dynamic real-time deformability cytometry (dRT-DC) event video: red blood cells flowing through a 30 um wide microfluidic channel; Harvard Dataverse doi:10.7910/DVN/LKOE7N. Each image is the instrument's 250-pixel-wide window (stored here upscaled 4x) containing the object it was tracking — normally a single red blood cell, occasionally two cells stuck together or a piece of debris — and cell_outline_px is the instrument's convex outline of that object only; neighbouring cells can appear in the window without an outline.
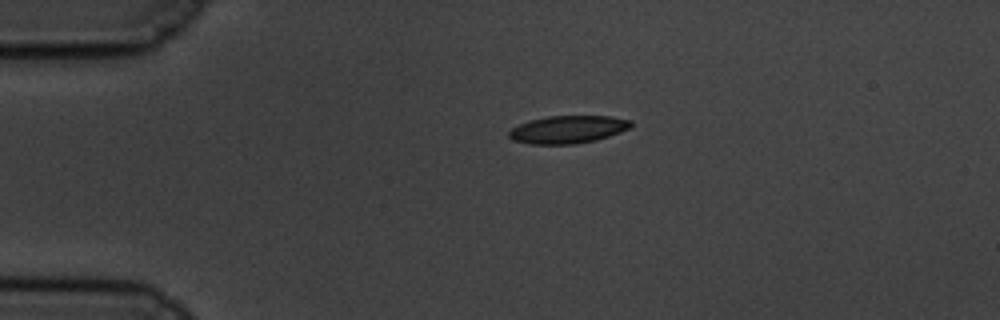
{"species": "common noctule bat (a hibernating species)", "species_latin": "Nyctalus noctula", "temperature_condition": "cold", "stored_images_in_passage": 47, "camera_frame_rate_fps": 3000, "um_per_image_px": 0.085, "animal": {"sex": "male", "body_mass_g": 19.5, "forearm_length_mm": 54.6}, "frame": {"image": 1, "passage_image": 1, "time_ms": 0.0, "image_size_px": [1000, 320], "cell_outline_px": [[632, 124], [628, 128], [620, 132], [596, 140], [576, 144], [528, 144], [512, 140], [508, 136], [508, 132], [512, 128], [520, 124], [532, 120], [548, 116], [612, 116], [632, 120]], "centroid_in_image_um": [48.26, 11.01], "position_along_channel_um": 36.7, "area_um2": 19.65}}
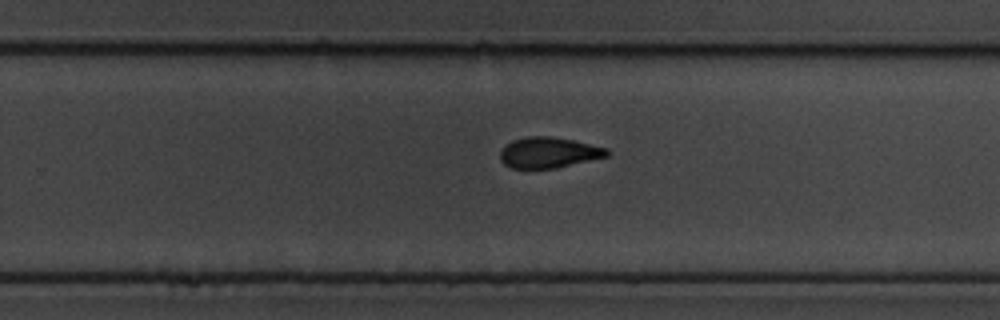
{"frame": {"image": 2, "passage_image": 26, "time_ms": 8.333, "image_size_px": [1000, 320], "cell_outline_px": [[608, 156], [556, 168], [512, 168], [504, 164], [500, 160], [500, 152], [512, 140], [528, 136], [552, 136], [572, 140], [608, 148]], "centroid_in_image_um": [46.64, 12.96], "position_along_channel_um": 283.2, "area_um2": 18.96}}
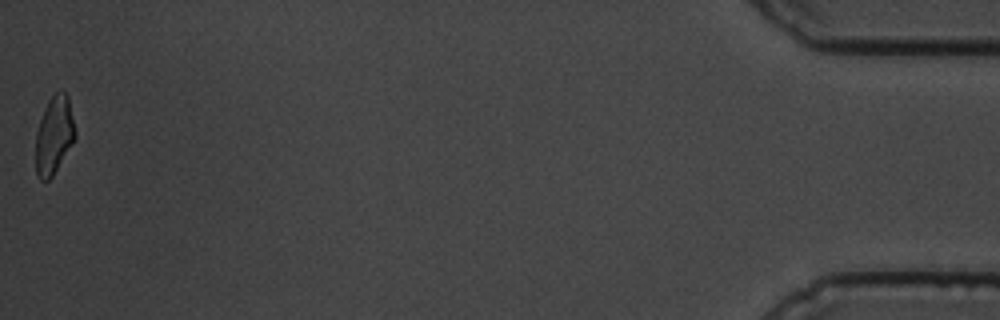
{"frame": {"image": 3, "passage_image": 47, "time_ms": 15.333, "image_size_px": [1000, 320], "cell_outline_px": [[76, 136], [72, 144], [52, 176], [48, 180], [40, 180], [36, 176], [36, 132], [44, 108], [48, 100], [60, 88], [68, 96], [76, 132]], "centroid_in_image_um": [4.59, 11.47], "position_along_channel_um": 430.6, "area_um2": 17.86}, "authors_computed_cell_mechanics": {"area_um2": 19.363, "velocity_mm_per_s": 3.4217, "shape_relaxation_time_tau1_ms": 3.7003, "shape_relaxation_time_tau2_ms": 3.0374, "deformation_change_tau1": 0.1504, "deformation_change_tau2": 0.0987}}